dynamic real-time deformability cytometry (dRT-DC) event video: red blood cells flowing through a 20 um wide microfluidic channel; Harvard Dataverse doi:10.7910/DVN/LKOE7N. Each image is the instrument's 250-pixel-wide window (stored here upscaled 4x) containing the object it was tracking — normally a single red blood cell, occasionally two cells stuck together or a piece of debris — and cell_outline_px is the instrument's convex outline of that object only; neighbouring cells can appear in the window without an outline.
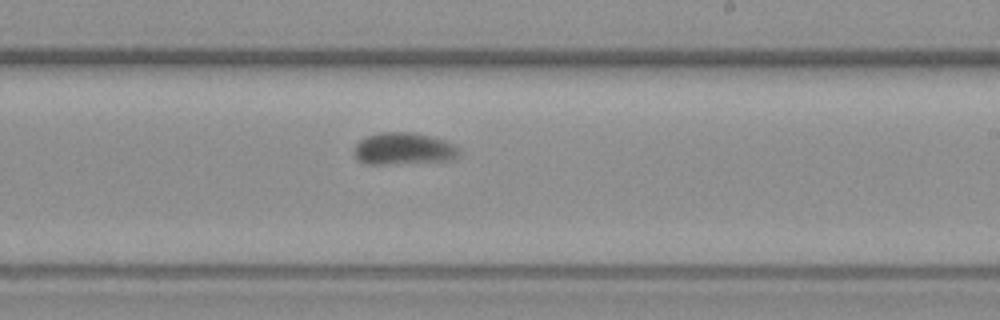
{"species": "common noctule bat (a hibernating species)", "species_latin": "Nyctalus noctula", "temperature_condition": "warm", "stored_images_in_passage": 10, "camera_frame_rate_fps": 3000, "um_per_image_px": 0.085, "animal": {"sex": "female", "body_mass_g": 19.3, "forearm_length_mm": 54.1}, "frame": {"image": 1, "passage_image": 9, "time_ms": 10.667, "image_size_px": [1000, 320], "cell_outline_px": [[456, 156], [452, 160], [384, 164], [364, 164], [356, 160], [352, 156], [352, 152], [356, 144], [360, 140], [368, 136], [380, 132], [416, 132], [444, 140], [452, 144], [456, 148]], "centroid_in_image_um": [34.19, 12.64], "position_along_channel_um": 254.8, "area_um2": 19.54}}